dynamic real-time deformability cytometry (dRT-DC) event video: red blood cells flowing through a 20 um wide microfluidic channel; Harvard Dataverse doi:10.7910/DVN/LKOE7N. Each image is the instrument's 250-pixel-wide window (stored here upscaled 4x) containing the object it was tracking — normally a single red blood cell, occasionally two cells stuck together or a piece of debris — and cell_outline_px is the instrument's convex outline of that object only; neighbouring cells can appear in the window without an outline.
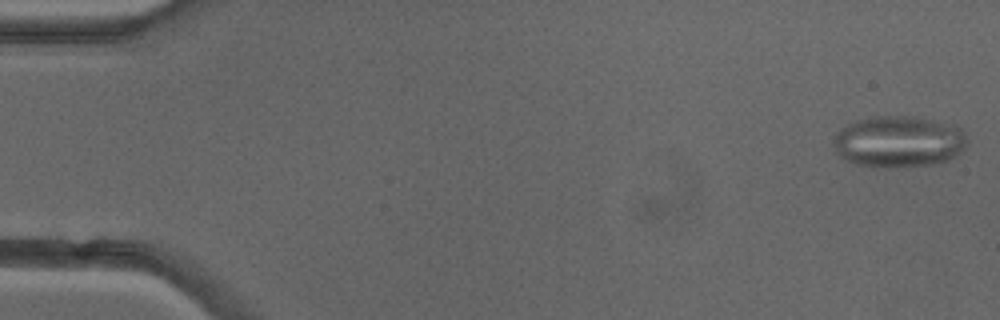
{"species": "common noctule bat (a hibernating species)", "species_latin": "Nyctalus noctula", "temperature_condition": "cold", "stored_images_in_passage": 51, "camera_frame_rate_fps": 3000, "um_per_image_px": 0.085, "animal": {"sex": "female"}, "frame": {"image": 1, "passage_image": 1, "time_ms": 0.0, "image_size_px": [1000, 320], "cell_outline_px": [[968, 140], [964, 148], [956, 156], [948, 160], [932, 164], [888, 168], [884, 168], [856, 164], [844, 160], [836, 152], [832, 144], [836, 132], [840, 128], [856, 120], [876, 116], [912, 116], [956, 124], [964, 132]], "centroid_in_image_um": [76.38, 12.03], "position_along_channel_um": 8.6, "area_um2": 40.58}}